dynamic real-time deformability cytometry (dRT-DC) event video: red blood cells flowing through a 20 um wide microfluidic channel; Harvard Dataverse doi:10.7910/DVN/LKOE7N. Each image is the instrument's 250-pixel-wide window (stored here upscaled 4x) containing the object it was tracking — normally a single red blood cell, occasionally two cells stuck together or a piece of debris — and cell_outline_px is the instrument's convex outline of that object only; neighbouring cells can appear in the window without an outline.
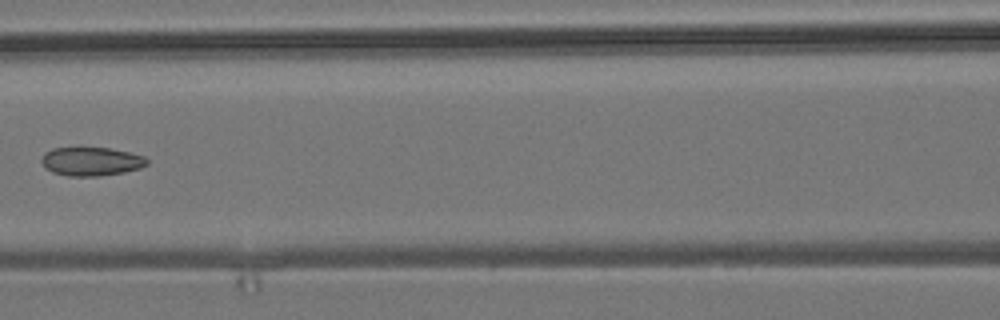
{"species": "common noctule bat (a hibernating species)", "species_latin": "Nyctalus noctula", "temperature_condition": "room temperature", "stored_images_in_passage": 4, "camera_frame_rate_fps": 3000, "um_per_image_px": 0.085, "animal": {"sex": "male", "body_mass_g": 19.2, "forearm_length_mm": 51.8}, "frame": {"image": 1, "passage_image": 3, "time_ms": 2.333, "image_size_px": [1000, 320], "cell_outline_px": [[148, 164], [140, 168], [124, 172], [96, 176], [68, 176], [52, 172], [40, 160], [44, 152], [52, 148], [108, 148], [128, 152], [144, 156], [148, 160]], "centroid_in_image_um": [7.75, 13.72], "position_along_channel_um": 158.8, "area_um2": 17.46}}
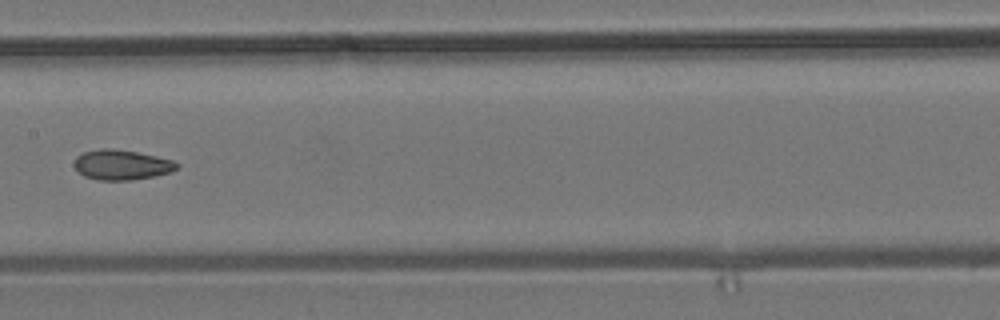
{"frame": {"image": 2, "passage_image": 4, "time_ms": 3.333, "image_size_px": [1000, 320], "cell_outline_px": [[180, 164], [176, 168], [168, 172], [152, 176], [132, 180], [100, 180], [84, 176], [72, 164], [76, 156], [84, 152], [104, 148], [112, 148], [136, 152], [156, 156], [172, 160]], "centroid_in_image_um": [10.3, 14.0], "position_along_channel_um": 197.1, "area_um2": 17.74}}